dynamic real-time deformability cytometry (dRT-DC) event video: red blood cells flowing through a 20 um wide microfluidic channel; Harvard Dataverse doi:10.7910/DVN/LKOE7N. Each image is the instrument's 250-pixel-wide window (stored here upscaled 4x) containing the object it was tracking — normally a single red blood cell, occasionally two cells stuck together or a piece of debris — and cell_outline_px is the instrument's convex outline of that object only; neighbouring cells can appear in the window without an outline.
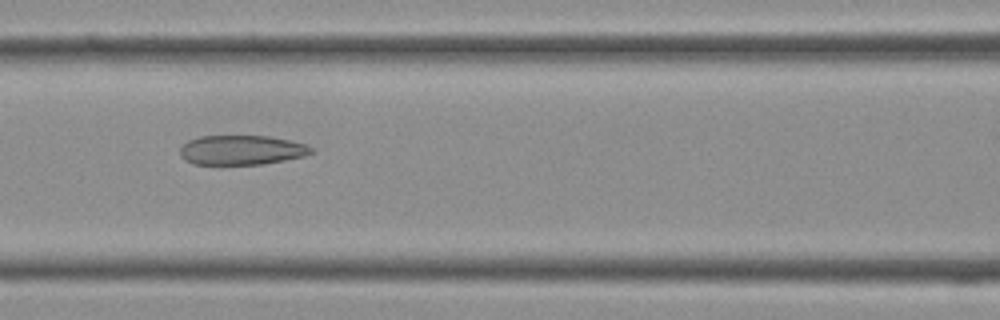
{"species": "Egyptian fruit bat (a non-hibernating species)", "species_latin": "Rousettus aegyptiacus", "temperature_condition": "cold", "stored_images_in_passage": 25, "camera_frame_rate_fps": 3000, "um_per_image_px": 0.085, "frame": {"image": 1, "passage_image": 8, "time_ms": 2.333, "image_size_px": [1000, 320], "cell_outline_px": [[316, 148], [312, 152], [304, 156], [284, 160], [260, 164], [192, 164], [184, 160], [180, 156], [180, 148], [188, 140], [200, 136], [268, 136], [308, 144]], "centroid_in_image_um": [20.54, 12.75], "position_along_channel_um": 146.1, "area_um2": 22.66}}
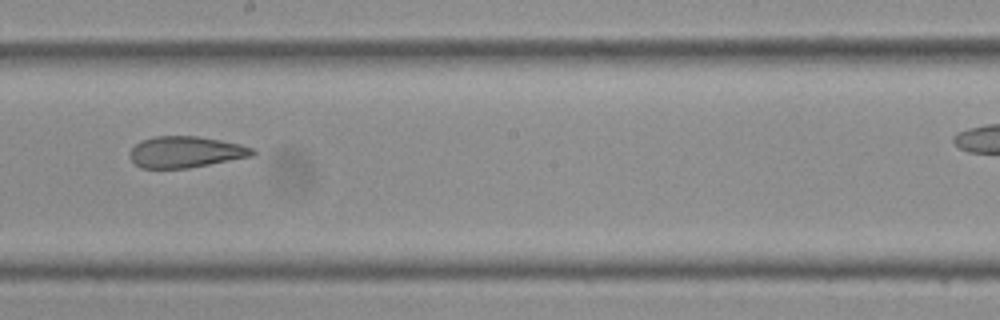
{"frame": {"image": 2, "passage_image": 13, "time_ms": 4.0, "image_size_px": [1000, 320], "cell_outline_px": [[256, 152], [252, 156], [188, 168], [140, 168], [128, 156], [128, 152], [140, 140], [156, 136], [196, 136], [220, 140], [240, 144], [252, 148]], "centroid_in_image_um": [15.74, 12.91], "position_along_channel_um": 232.5, "area_um2": 22.31}}
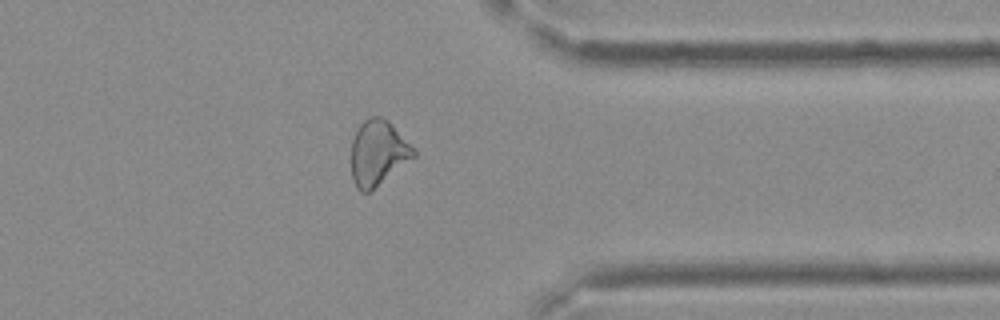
{"frame": {"image": 3, "passage_image": 22, "time_ms": 7.0, "image_size_px": [1000, 320], "cell_outline_px": [[416, 156], [368, 192], [360, 192], [356, 188], [352, 180], [352, 140], [360, 124], [368, 116], [380, 116], [388, 120], [416, 148]], "centroid_in_image_um": [32.14, 12.97], "position_along_channel_um": 379.3, "area_um2": 23.7}}